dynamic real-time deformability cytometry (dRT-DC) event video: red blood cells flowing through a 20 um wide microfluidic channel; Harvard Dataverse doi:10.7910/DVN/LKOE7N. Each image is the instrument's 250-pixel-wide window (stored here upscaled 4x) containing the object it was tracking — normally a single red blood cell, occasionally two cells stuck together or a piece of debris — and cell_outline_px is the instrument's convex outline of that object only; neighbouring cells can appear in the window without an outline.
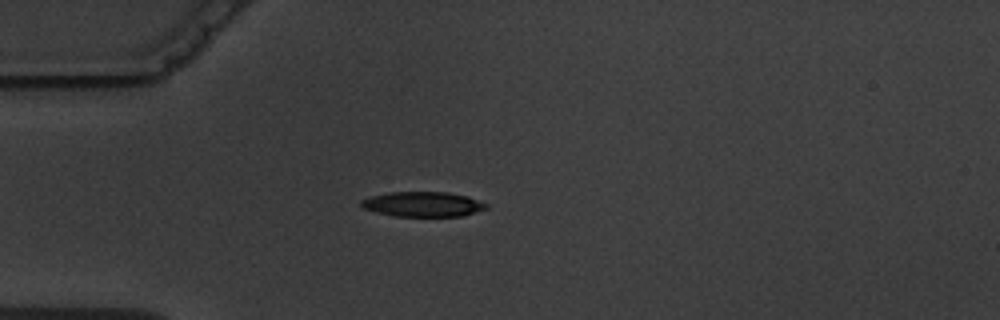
{"species": "common noctule bat (a hibernating species)", "species_latin": "Nyctalus noctula", "temperature_condition": "warm", "stored_images_in_passage": 2, "camera_frame_rate_fps": 3000, "um_per_image_px": 0.085, "animal": {"sex": "male", "body_mass_g": 19.5, "forearm_length_mm": 54.6}, "frame": {"image": 1, "passage_image": 2, "time_ms": 2.0, "image_size_px": [1000, 320], "cell_outline_px": [[488, 208], [464, 216], [392, 216], [376, 212], [364, 208], [360, 204], [360, 200], [372, 196], [388, 192], [448, 192], [468, 196], [488, 204]], "centroid_in_image_um": [35.96, 17.36], "position_along_channel_um": 49.0, "area_um2": 18.26}}